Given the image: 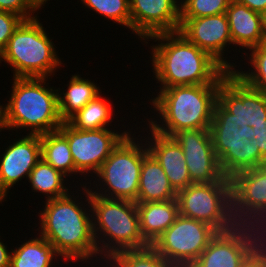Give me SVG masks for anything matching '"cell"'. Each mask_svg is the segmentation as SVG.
I'll return each mask as SVG.
<instances>
[{
  "instance_id": "obj_1",
  "label": "cell",
  "mask_w": 266,
  "mask_h": 267,
  "mask_svg": "<svg viewBox=\"0 0 266 267\" xmlns=\"http://www.w3.org/2000/svg\"><path fill=\"white\" fill-rule=\"evenodd\" d=\"M158 94L151 104L163 125L151 120L149 129L161 135L172 137L189 129H248L234 112L232 85L173 86Z\"/></svg>"
},
{
  "instance_id": "obj_2",
  "label": "cell",
  "mask_w": 266,
  "mask_h": 267,
  "mask_svg": "<svg viewBox=\"0 0 266 267\" xmlns=\"http://www.w3.org/2000/svg\"><path fill=\"white\" fill-rule=\"evenodd\" d=\"M152 45V63L160 89L184 85H232L228 72L209 53L190 42L179 31L158 33Z\"/></svg>"
},
{
  "instance_id": "obj_3",
  "label": "cell",
  "mask_w": 266,
  "mask_h": 267,
  "mask_svg": "<svg viewBox=\"0 0 266 267\" xmlns=\"http://www.w3.org/2000/svg\"><path fill=\"white\" fill-rule=\"evenodd\" d=\"M72 198L68 193L46 200L43 212L39 213V235L51 243L64 260L80 259V262H86L99 255L93 234L92 215L85 207L82 208L81 202L78 203L75 197L74 200Z\"/></svg>"
},
{
  "instance_id": "obj_4",
  "label": "cell",
  "mask_w": 266,
  "mask_h": 267,
  "mask_svg": "<svg viewBox=\"0 0 266 267\" xmlns=\"http://www.w3.org/2000/svg\"><path fill=\"white\" fill-rule=\"evenodd\" d=\"M249 129H189L172 137L181 146L191 181L211 183L220 181L238 143Z\"/></svg>"
},
{
  "instance_id": "obj_5",
  "label": "cell",
  "mask_w": 266,
  "mask_h": 267,
  "mask_svg": "<svg viewBox=\"0 0 266 267\" xmlns=\"http://www.w3.org/2000/svg\"><path fill=\"white\" fill-rule=\"evenodd\" d=\"M83 188V194L86 193L87 197L85 201L86 203L88 202L87 204H89L88 207L90 208L88 212L92 210L91 213L93 214V234L98 253L101 258L105 256L104 261L106 259L109 260L121 250L141 249L149 246L140 232L136 202L100 197L93 194L92 189H87L86 186ZM101 234L103 235L102 240L99 238Z\"/></svg>"
},
{
  "instance_id": "obj_6",
  "label": "cell",
  "mask_w": 266,
  "mask_h": 267,
  "mask_svg": "<svg viewBox=\"0 0 266 267\" xmlns=\"http://www.w3.org/2000/svg\"><path fill=\"white\" fill-rule=\"evenodd\" d=\"M45 79L14 77L11 97L5 104L8 130L30 128L29 134L42 135L61 127L59 90L46 85Z\"/></svg>"
},
{
  "instance_id": "obj_7",
  "label": "cell",
  "mask_w": 266,
  "mask_h": 267,
  "mask_svg": "<svg viewBox=\"0 0 266 267\" xmlns=\"http://www.w3.org/2000/svg\"><path fill=\"white\" fill-rule=\"evenodd\" d=\"M54 46L37 17L26 19L14 31L0 60L14 68L13 78L48 79L62 64Z\"/></svg>"
},
{
  "instance_id": "obj_8",
  "label": "cell",
  "mask_w": 266,
  "mask_h": 267,
  "mask_svg": "<svg viewBox=\"0 0 266 267\" xmlns=\"http://www.w3.org/2000/svg\"><path fill=\"white\" fill-rule=\"evenodd\" d=\"M179 214L211 225L218 232L233 229L231 182L227 173L220 181L192 183L177 192Z\"/></svg>"
},
{
  "instance_id": "obj_9",
  "label": "cell",
  "mask_w": 266,
  "mask_h": 267,
  "mask_svg": "<svg viewBox=\"0 0 266 267\" xmlns=\"http://www.w3.org/2000/svg\"><path fill=\"white\" fill-rule=\"evenodd\" d=\"M138 143L130 133L120 141L96 173L107 190L104 187L105 191L102 193L99 190L92 191L93 194L137 203L141 166L143 158L149 153L146 143V146L143 144L141 147Z\"/></svg>"
},
{
  "instance_id": "obj_10",
  "label": "cell",
  "mask_w": 266,
  "mask_h": 267,
  "mask_svg": "<svg viewBox=\"0 0 266 267\" xmlns=\"http://www.w3.org/2000/svg\"><path fill=\"white\" fill-rule=\"evenodd\" d=\"M249 51L254 71L232 72V101L240 121L249 130H257L266 121V43Z\"/></svg>"
},
{
  "instance_id": "obj_11",
  "label": "cell",
  "mask_w": 266,
  "mask_h": 267,
  "mask_svg": "<svg viewBox=\"0 0 266 267\" xmlns=\"http://www.w3.org/2000/svg\"><path fill=\"white\" fill-rule=\"evenodd\" d=\"M265 236V231L248 225L217 232L190 267H245L266 246Z\"/></svg>"
},
{
  "instance_id": "obj_12",
  "label": "cell",
  "mask_w": 266,
  "mask_h": 267,
  "mask_svg": "<svg viewBox=\"0 0 266 267\" xmlns=\"http://www.w3.org/2000/svg\"><path fill=\"white\" fill-rule=\"evenodd\" d=\"M217 232L205 222L179 215L152 246L175 267H190Z\"/></svg>"
},
{
  "instance_id": "obj_13",
  "label": "cell",
  "mask_w": 266,
  "mask_h": 267,
  "mask_svg": "<svg viewBox=\"0 0 266 267\" xmlns=\"http://www.w3.org/2000/svg\"><path fill=\"white\" fill-rule=\"evenodd\" d=\"M108 129L78 130L67 121L58 129L68 141L75 169L80 174L90 171L96 174L113 149L129 133L124 131L120 134Z\"/></svg>"
},
{
  "instance_id": "obj_14",
  "label": "cell",
  "mask_w": 266,
  "mask_h": 267,
  "mask_svg": "<svg viewBox=\"0 0 266 267\" xmlns=\"http://www.w3.org/2000/svg\"><path fill=\"white\" fill-rule=\"evenodd\" d=\"M179 32L198 48L209 53L228 72L234 71L235 66L227 62L222 54L225 46L232 43L226 13L199 18H180Z\"/></svg>"
},
{
  "instance_id": "obj_15",
  "label": "cell",
  "mask_w": 266,
  "mask_h": 267,
  "mask_svg": "<svg viewBox=\"0 0 266 267\" xmlns=\"http://www.w3.org/2000/svg\"><path fill=\"white\" fill-rule=\"evenodd\" d=\"M179 0H129L131 30L140 38L179 31ZM179 3V4H178Z\"/></svg>"
},
{
  "instance_id": "obj_16",
  "label": "cell",
  "mask_w": 266,
  "mask_h": 267,
  "mask_svg": "<svg viewBox=\"0 0 266 267\" xmlns=\"http://www.w3.org/2000/svg\"><path fill=\"white\" fill-rule=\"evenodd\" d=\"M13 144V145H12ZM2 154L0 161V195L5 199L9 189L30 172L41 159L40 135L18 138Z\"/></svg>"
},
{
  "instance_id": "obj_17",
  "label": "cell",
  "mask_w": 266,
  "mask_h": 267,
  "mask_svg": "<svg viewBox=\"0 0 266 267\" xmlns=\"http://www.w3.org/2000/svg\"><path fill=\"white\" fill-rule=\"evenodd\" d=\"M150 132L152 138H148L152 139V143L147 141L149 152L160 163L173 189L176 192L185 189L193 182L181 146L173 137L161 135L152 129Z\"/></svg>"
},
{
  "instance_id": "obj_18",
  "label": "cell",
  "mask_w": 266,
  "mask_h": 267,
  "mask_svg": "<svg viewBox=\"0 0 266 267\" xmlns=\"http://www.w3.org/2000/svg\"><path fill=\"white\" fill-rule=\"evenodd\" d=\"M226 15L233 45L251 49L266 43L263 14L232 0Z\"/></svg>"
},
{
  "instance_id": "obj_19",
  "label": "cell",
  "mask_w": 266,
  "mask_h": 267,
  "mask_svg": "<svg viewBox=\"0 0 266 267\" xmlns=\"http://www.w3.org/2000/svg\"><path fill=\"white\" fill-rule=\"evenodd\" d=\"M137 209L140 232L149 245H153L180 215L177 199L137 203Z\"/></svg>"
},
{
  "instance_id": "obj_20",
  "label": "cell",
  "mask_w": 266,
  "mask_h": 267,
  "mask_svg": "<svg viewBox=\"0 0 266 267\" xmlns=\"http://www.w3.org/2000/svg\"><path fill=\"white\" fill-rule=\"evenodd\" d=\"M176 196L160 163L149 152L141 166L137 203L173 200Z\"/></svg>"
},
{
  "instance_id": "obj_21",
  "label": "cell",
  "mask_w": 266,
  "mask_h": 267,
  "mask_svg": "<svg viewBox=\"0 0 266 267\" xmlns=\"http://www.w3.org/2000/svg\"><path fill=\"white\" fill-rule=\"evenodd\" d=\"M68 85V90L65 93H58L59 114L63 122H66L88 102L101 94L99 87L94 82L83 79L80 75H73Z\"/></svg>"
},
{
  "instance_id": "obj_22",
  "label": "cell",
  "mask_w": 266,
  "mask_h": 267,
  "mask_svg": "<svg viewBox=\"0 0 266 267\" xmlns=\"http://www.w3.org/2000/svg\"><path fill=\"white\" fill-rule=\"evenodd\" d=\"M29 240L11 249L10 267H53V259L60 256L53 245L42 236Z\"/></svg>"
},
{
  "instance_id": "obj_23",
  "label": "cell",
  "mask_w": 266,
  "mask_h": 267,
  "mask_svg": "<svg viewBox=\"0 0 266 267\" xmlns=\"http://www.w3.org/2000/svg\"><path fill=\"white\" fill-rule=\"evenodd\" d=\"M40 141L41 158L49 165L65 176L78 173L75 169L68 141L58 130L40 135Z\"/></svg>"
},
{
  "instance_id": "obj_24",
  "label": "cell",
  "mask_w": 266,
  "mask_h": 267,
  "mask_svg": "<svg viewBox=\"0 0 266 267\" xmlns=\"http://www.w3.org/2000/svg\"><path fill=\"white\" fill-rule=\"evenodd\" d=\"M64 178L66 176L62 172L41 158L30 172L28 180L32 190L47 195L46 200H48L68 194V188L64 186Z\"/></svg>"
},
{
  "instance_id": "obj_25",
  "label": "cell",
  "mask_w": 266,
  "mask_h": 267,
  "mask_svg": "<svg viewBox=\"0 0 266 267\" xmlns=\"http://www.w3.org/2000/svg\"><path fill=\"white\" fill-rule=\"evenodd\" d=\"M102 95H97L67 122L78 130H99L106 128L112 118V106Z\"/></svg>"
},
{
  "instance_id": "obj_26",
  "label": "cell",
  "mask_w": 266,
  "mask_h": 267,
  "mask_svg": "<svg viewBox=\"0 0 266 267\" xmlns=\"http://www.w3.org/2000/svg\"><path fill=\"white\" fill-rule=\"evenodd\" d=\"M114 267H175L152 246L127 249L115 253L108 260Z\"/></svg>"
},
{
  "instance_id": "obj_27",
  "label": "cell",
  "mask_w": 266,
  "mask_h": 267,
  "mask_svg": "<svg viewBox=\"0 0 266 267\" xmlns=\"http://www.w3.org/2000/svg\"><path fill=\"white\" fill-rule=\"evenodd\" d=\"M97 14L124 25L131 30V15L129 0H81Z\"/></svg>"
},
{
  "instance_id": "obj_28",
  "label": "cell",
  "mask_w": 266,
  "mask_h": 267,
  "mask_svg": "<svg viewBox=\"0 0 266 267\" xmlns=\"http://www.w3.org/2000/svg\"><path fill=\"white\" fill-rule=\"evenodd\" d=\"M232 0H181L180 18H199L226 13Z\"/></svg>"
},
{
  "instance_id": "obj_29",
  "label": "cell",
  "mask_w": 266,
  "mask_h": 267,
  "mask_svg": "<svg viewBox=\"0 0 266 267\" xmlns=\"http://www.w3.org/2000/svg\"><path fill=\"white\" fill-rule=\"evenodd\" d=\"M45 5L41 0H0V11H9L21 16L24 20L31 19L37 9ZM33 13V14H32Z\"/></svg>"
},
{
  "instance_id": "obj_30",
  "label": "cell",
  "mask_w": 266,
  "mask_h": 267,
  "mask_svg": "<svg viewBox=\"0 0 266 267\" xmlns=\"http://www.w3.org/2000/svg\"><path fill=\"white\" fill-rule=\"evenodd\" d=\"M24 19L9 11H0V49L3 50Z\"/></svg>"
},
{
  "instance_id": "obj_31",
  "label": "cell",
  "mask_w": 266,
  "mask_h": 267,
  "mask_svg": "<svg viewBox=\"0 0 266 267\" xmlns=\"http://www.w3.org/2000/svg\"><path fill=\"white\" fill-rule=\"evenodd\" d=\"M237 3L247 6L253 11H256L260 14L266 12V0H233Z\"/></svg>"
},
{
  "instance_id": "obj_32",
  "label": "cell",
  "mask_w": 266,
  "mask_h": 267,
  "mask_svg": "<svg viewBox=\"0 0 266 267\" xmlns=\"http://www.w3.org/2000/svg\"><path fill=\"white\" fill-rule=\"evenodd\" d=\"M11 253L0 239V267H10Z\"/></svg>"
},
{
  "instance_id": "obj_33",
  "label": "cell",
  "mask_w": 266,
  "mask_h": 267,
  "mask_svg": "<svg viewBox=\"0 0 266 267\" xmlns=\"http://www.w3.org/2000/svg\"><path fill=\"white\" fill-rule=\"evenodd\" d=\"M2 129H7V122H6V109L5 106L0 105V131Z\"/></svg>"
},
{
  "instance_id": "obj_34",
  "label": "cell",
  "mask_w": 266,
  "mask_h": 267,
  "mask_svg": "<svg viewBox=\"0 0 266 267\" xmlns=\"http://www.w3.org/2000/svg\"><path fill=\"white\" fill-rule=\"evenodd\" d=\"M263 21H264V32L266 37V12L263 14Z\"/></svg>"
},
{
  "instance_id": "obj_35",
  "label": "cell",
  "mask_w": 266,
  "mask_h": 267,
  "mask_svg": "<svg viewBox=\"0 0 266 267\" xmlns=\"http://www.w3.org/2000/svg\"><path fill=\"white\" fill-rule=\"evenodd\" d=\"M106 262H107L108 264H110V265H108V264L106 263V264H105L106 267H109V266H110V267H114L111 263L108 262V260H107Z\"/></svg>"
},
{
  "instance_id": "obj_36",
  "label": "cell",
  "mask_w": 266,
  "mask_h": 267,
  "mask_svg": "<svg viewBox=\"0 0 266 267\" xmlns=\"http://www.w3.org/2000/svg\"><path fill=\"white\" fill-rule=\"evenodd\" d=\"M3 200H5V199L0 195V202L2 203Z\"/></svg>"
},
{
  "instance_id": "obj_37",
  "label": "cell",
  "mask_w": 266,
  "mask_h": 267,
  "mask_svg": "<svg viewBox=\"0 0 266 267\" xmlns=\"http://www.w3.org/2000/svg\"><path fill=\"white\" fill-rule=\"evenodd\" d=\"M1 55H2V50L0 49V59H1ZM0 63H1V61H0Z\"/></svg>"
}]
</instances>
